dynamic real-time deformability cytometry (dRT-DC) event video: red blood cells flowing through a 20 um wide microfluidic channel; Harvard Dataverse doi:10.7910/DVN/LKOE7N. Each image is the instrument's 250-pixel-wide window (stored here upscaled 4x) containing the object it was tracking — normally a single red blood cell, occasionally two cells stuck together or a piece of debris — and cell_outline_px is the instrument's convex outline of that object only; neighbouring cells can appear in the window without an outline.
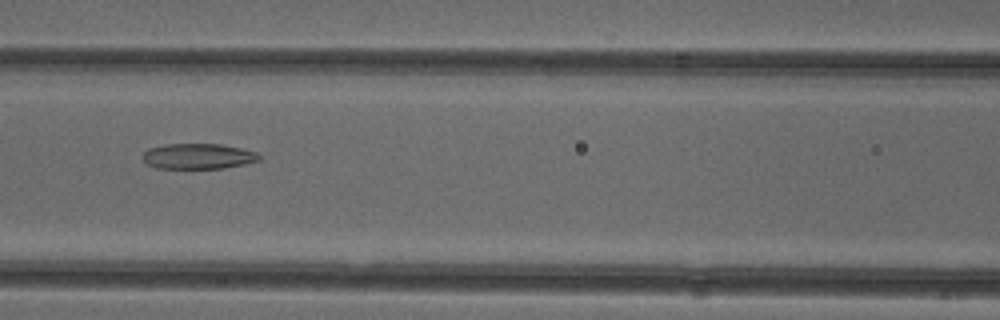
{"species": "common noctule bat (a hibernating species)", "species_latin": "Nyctalus noctula", "temperature_condition": "cold", "stored_images_in_passage": 40, "camera_frame_rate_fps": 3000, "um_per_image_px": 0.085, "animal": {"sex": "female"}, "frame": {"image": 1, "passage_image": 11, "time_ms": 3.333, "image_size_px": [1000, 320], "cell_outline_px": [[260, 160], [244, 164], [220, 168], [156, 168], [148, 164], [140, 156], [148, 148], [164, 144], [220, 144], [240, 148], [256, 152], [260, 156]], "centroid_in_image_um": [16.8, 13.27], "position_along_channel_um": 149.8, "area_um2": 17.22}}
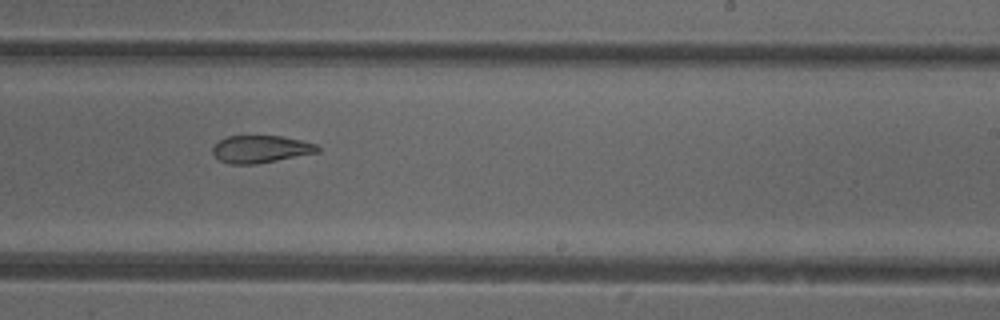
{"frame": {"image": 2, "passage_image": 20, "time_ms": 6.333, "image_size_px": [1000, 320], "cell_outline_px": [[320, 152], [256, 164], [228, 164], [220, 160], [212, 152], [212, 148], [220, 140], [228, 136], [280, 136], [300, 140], [316, 144], [320, 148]], "centroid_in_image_um": [22.17, 12.68], "position_along_channel_um": 266.8, "area_um2": 16.65}}
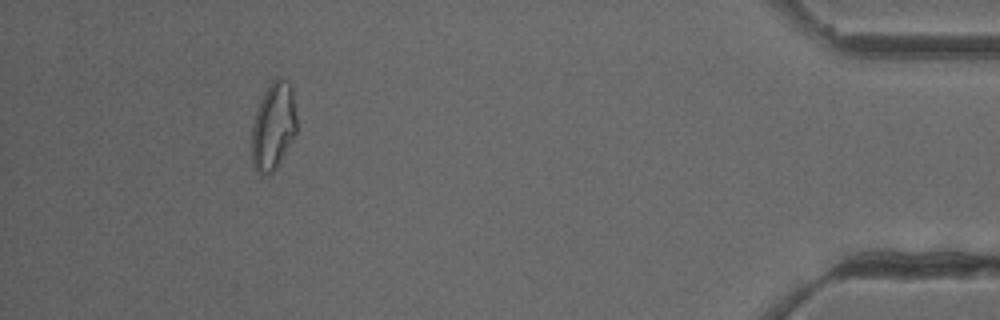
{"frame": {"image": 3, "passage_image": 36, "time_ms": 11.667, "image_size_px": [1000, 320], "cell_outline_px": [[296, 136], [276, 168], [268, 176], [260, 172], [252, 164], [252, 124], [260, 100], [268, 84], [276, 76], [288, 80], [292, 84], [296, 116]], "centroid_in_image_um": [23.26, 10.68], "position_along_channel_um": 411.9, "area_um2": 23.24}, "authors_computed_cell_mechanics": {"area_um2": 19.2474, "velocity_mm_per_s": 3.9164, "shape_relaxation_time_tau1_ms": null, "shape_relaxation_time_tau2_ms": 2.9385, "deformation_change_tau1": null, "deformation_change_tau2": 0.1066}}